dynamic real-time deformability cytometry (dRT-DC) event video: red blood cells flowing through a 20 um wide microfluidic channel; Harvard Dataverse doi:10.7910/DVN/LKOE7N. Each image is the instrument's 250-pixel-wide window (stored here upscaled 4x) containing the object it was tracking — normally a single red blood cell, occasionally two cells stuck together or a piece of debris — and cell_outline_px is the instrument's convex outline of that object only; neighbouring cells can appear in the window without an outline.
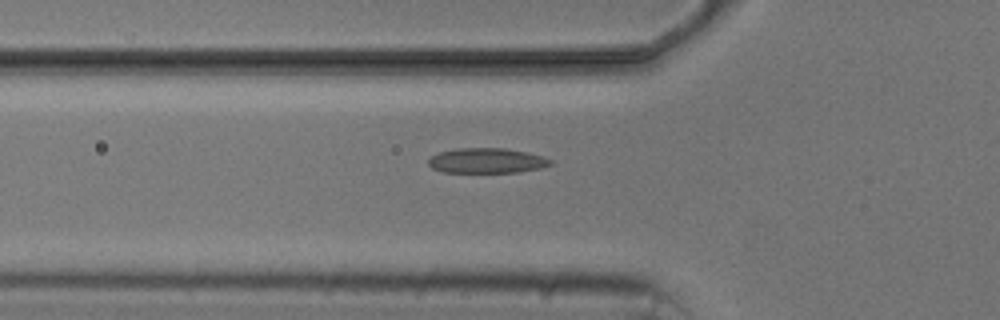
{"species": "common noctule bat (a hibernating species)", "species_latin": "Nyctalus noctula", "temperature_condition": "cold", "stored_images_in_passage": 6, "camera_frame_rate_fps": 3000, "um_per_image_px": 0.085, "animal": {"sex": "male", "body_mass_g": 20.5, "forearm_length_mm": 52.5}, "frame": {"image": 1, "passage_image": 6, "time_ms": 6.333, "image_size_px": [1000, 320], "cell_outline_px": [[552, 164], [540, 168], [516, 172], [444, 172], [432, 168], [428, 164], [428, 160], [432, 156], [440, 152], [456, 148], [504, 148], [544, 156], [552, 160]], "centroid_in_image_um": [41.37, 13.65], "position_along_channel_um": 84.4, "area_um2": 17.69}}